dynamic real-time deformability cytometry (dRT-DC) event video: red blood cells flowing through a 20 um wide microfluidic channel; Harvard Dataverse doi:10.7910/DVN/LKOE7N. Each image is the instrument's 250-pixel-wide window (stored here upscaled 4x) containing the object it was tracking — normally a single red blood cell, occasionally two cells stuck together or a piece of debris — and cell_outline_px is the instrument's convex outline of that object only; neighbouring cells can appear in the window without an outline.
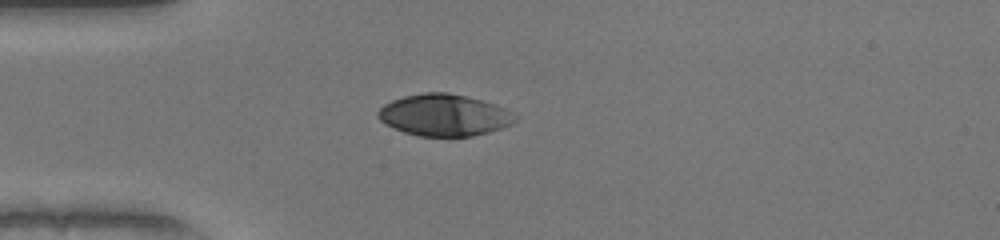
{"species": "human", "species_latin": "Homo sapiens", "temperature_condition": "warm", "stored_images_in_passage": 38, "camera_frame_rate_fps": 3000, "um_per_image_px": 0.085, "donor": {"sex": "female"}, "frame": {"image": 1, "passage_image": 1, "time_ms": 0.0, "image_size_px": [1000, 240], "cell_outline_px": [[520, 116], [512, 124], [488, 132], [472, 136], [420, 136], [404, 132], [380, 120], [376, 116], [376, 112], [384, 104], [392, 100], [404, 96], [424, 92], [448, 92], [480, 100], [516, 112]], "centroid_in_image_um": [37.77, 9.78], "position_along_channel_um": 47.2, "area_um2": 33.23}}
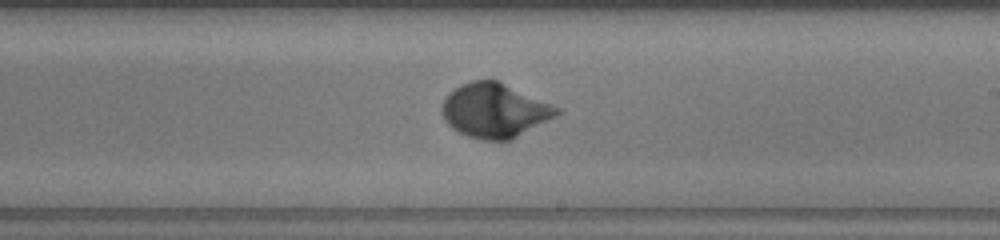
{"frame": {"image": 2, "passage_image": 17, "time_ms": 5.333, "image_size_px": [1000, 240], "cell_outline_px": [[564, 112], [512, 140], [480, 140], [468, 136], [452, 128], [444, 120], [440, 112], [440, 108], [448, 92], [460, 84], [472, 80], [500, 80], [560, 108]], "centroid_in_image_um": [42.04, 9.38], "position_along_channel_um": 247.0, "area_um2": 36.82}}
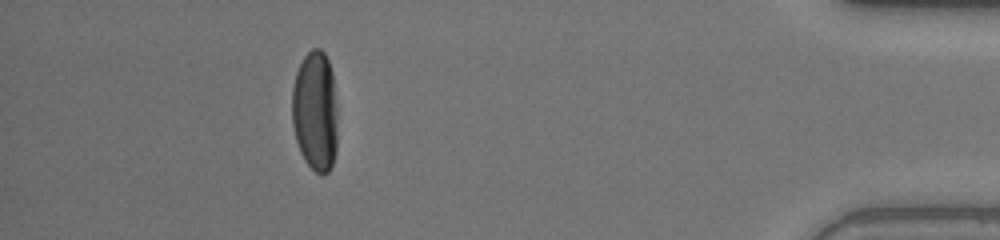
{"frame": {"image": 3, "passage_image": 33, "time_ms": 10.667, "image_size_px": [1000, 240], "cell_outline_px": [[336, 152], [332, 164], [328, 172], [324, 176], [320, 176], [304, 160], [300, 152], [296, 140], [292, 124], [292, 88], [296, 72], [304, 56], [312, 48], [320, 48], [324, 52], [328, 60], [332, 72], [336, 108]], "centroid_in_image_um": [26.78, 9.47], "position_along_channel_um": 408.4, "area_um2": 32.14}, "authors_computed_cell_mechanics": {"area_um2": 33.9286, "velocity_mm_per_s": 4.064, "shape_relaxation_time_tau1_ms": 2.5153, "shape_relaxation_time_tau2_ms": null, "deformation_change_tau1": 0.1935, "deformation_change_tau2": null}}